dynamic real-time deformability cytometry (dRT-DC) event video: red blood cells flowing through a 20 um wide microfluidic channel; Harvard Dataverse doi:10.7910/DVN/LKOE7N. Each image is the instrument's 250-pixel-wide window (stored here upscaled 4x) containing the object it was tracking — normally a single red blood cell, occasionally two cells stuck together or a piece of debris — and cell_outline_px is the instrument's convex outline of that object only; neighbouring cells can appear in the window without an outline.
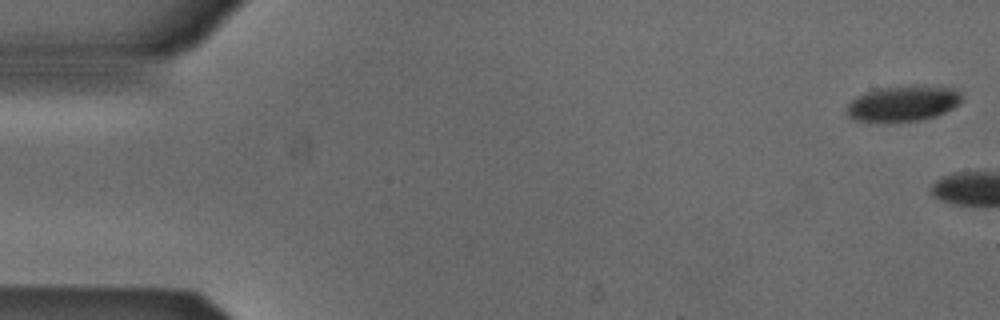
{"species": "Egyptian fruit bat (a non-hibernating species)", "species_latin": "Rousettus aegyptiacus", "temperature_condition": "cold", "stored_images_in_passage": 6, "camera_frame_rate_fps": 3000, "um_per_image_px": 0.085, "animal": {"sex": "male"}, "frame": {"image": 1, "passage_image": 1, "time_ms": 0.0, "image_size_px": [1000, 320], "cell_outline_px": [[964, 100], [960, 104], [936, 116], [924, 120], [888, 124], [852, 120], [848, 116], [848, 104], [856, 96], [864, 92], [876, 88], [924, 84], [940, 84], [956, 88], [960, 92]], "centroid_in_image_um": [76.81, 8.79], "position_along_channel_um": 8.2, "area_um2": 25.26}}